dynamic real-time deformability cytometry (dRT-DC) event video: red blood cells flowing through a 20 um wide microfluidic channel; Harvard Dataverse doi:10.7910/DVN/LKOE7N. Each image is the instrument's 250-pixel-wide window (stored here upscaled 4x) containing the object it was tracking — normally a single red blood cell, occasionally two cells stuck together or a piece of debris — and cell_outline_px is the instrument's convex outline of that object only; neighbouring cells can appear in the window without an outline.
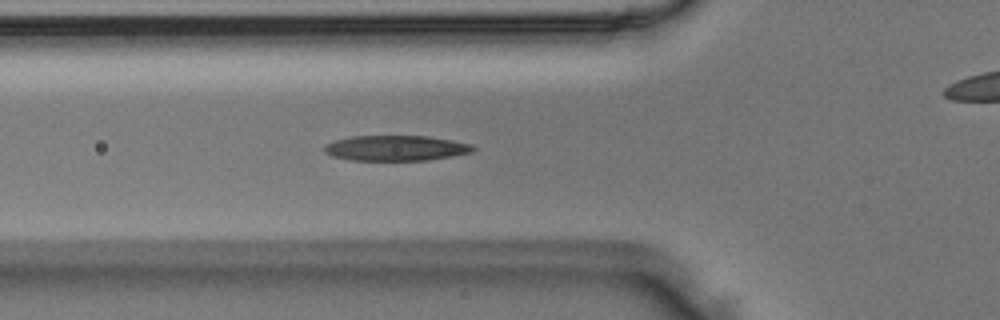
{"species": "Egyptian fruit bat (a non-hibernating species)", "species_latin": "Rousettus aegyptiacus", "temperature_condition": "room temperature", "stored_images_in_passage": 26, "camera_frame_rate_fps": 3000, "um_per_image_px": 0.085, "animal": {"sex": "male"}, "frame": {"image": 1, "passage_image": 8, "time_ms": 2.333, "image_size_px": [1000, 320], "cell_outline_px": [[476, 148], [472, 152], [452, 156], [428, 160], [352, 160], [332, 156], [324, 152], [324, 144], [336, 140], [352, 136], [428, 136], [452, 140], [472, 144]], "centroid_in_image_um": [33.65, 12.58], "position_along_channel_um": 92.1, "area_um2": 21.96}}
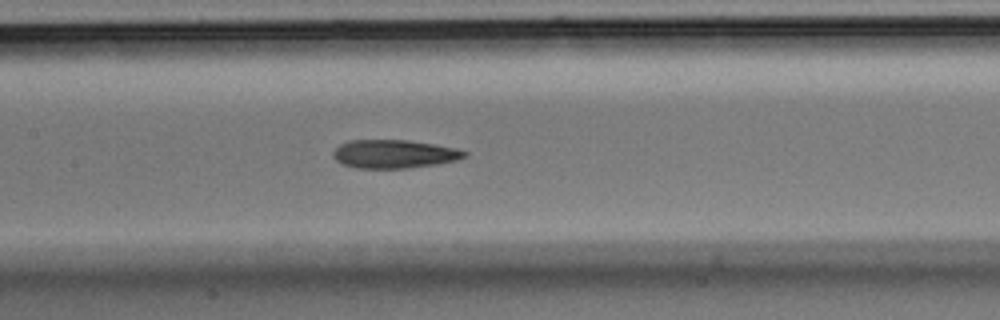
{"frame": {"image": 2, "passage_image": 14, "time_ms": 4.333, "image_size_px": [1000, 320], "cell_outline_px": [[468, 156], [456, 160], [436, 164], [408, 168], [356, 168], [344, 164], [336, 160], [332, 156], [332, 152], [340, 144], [348, 140], [408, 140], [456, 148], [468, 152]], "centroid_in_image_um": [33.49, 13.08], "position_along_channel_um": 173.9, "area_um2": 21.73}}
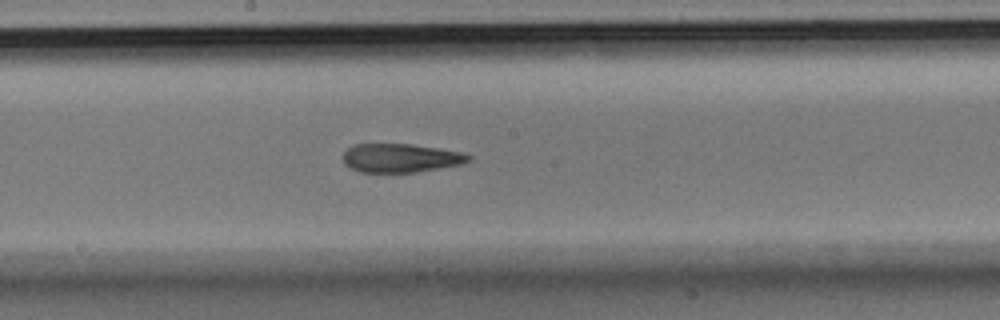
{"frame": {"image": 3, "passage_image": 17, "time_ms": 5.333, "image_size_px": [1000, 320], "cell_outline_px": [[472, 156], [468, 160], [460, 164], [440, 168], [416, 172], [360, 172], [344, 164], [344, 152], [352, 144], [412, 144], [460, 152]], "centroid_in_image_um": [34.01, 13.43], "position_along_channel_um": 214.2, "area_um2": 20.75}}